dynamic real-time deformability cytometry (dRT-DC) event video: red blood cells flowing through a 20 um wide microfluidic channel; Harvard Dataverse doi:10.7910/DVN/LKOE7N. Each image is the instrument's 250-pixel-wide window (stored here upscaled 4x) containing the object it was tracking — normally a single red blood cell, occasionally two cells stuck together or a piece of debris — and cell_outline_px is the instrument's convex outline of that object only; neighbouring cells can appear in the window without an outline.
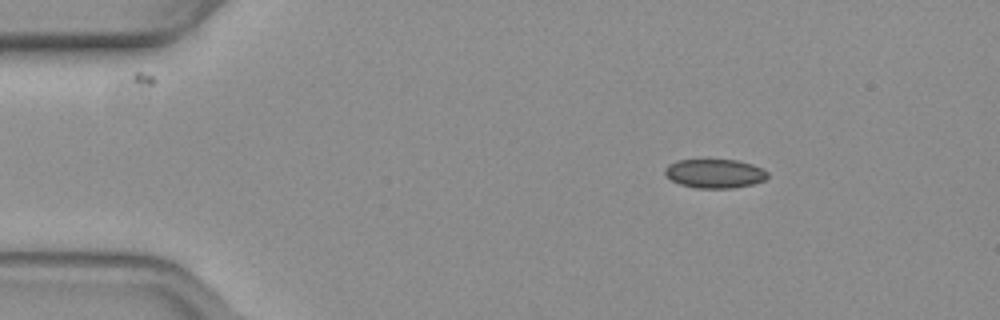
{"species": "common noctule bat (a hibernating species)", "species_latin": "Nyctalus noctula", "temperature_condition": "warm", "stored_images_in_passage": 54, "camera_frame_rate_fps": 3000, "um_per_image_px": 0.085, "animal": {"sex": "female", "body_mass_g": 19.3, "forearm_length_mm": 54.1}, "frame": {"image": 1, "passage_image": 8, "time_ms": 2.333, "image_size_px": [1000, 320], "cell_outline_px": [[768, 176], [764, 180], [752, 184], [732, 188], [696, 188], [680, 184], [672, 180], [664, 172], [664, 168], [668, 164], [676, 160], [736, 160], [752, 164], [764, 168], [768, 172]], "centroid_in_image_um": [60.76, 14.74], "position_along_channel_um": 24.2, "area_um2": 17.34}}
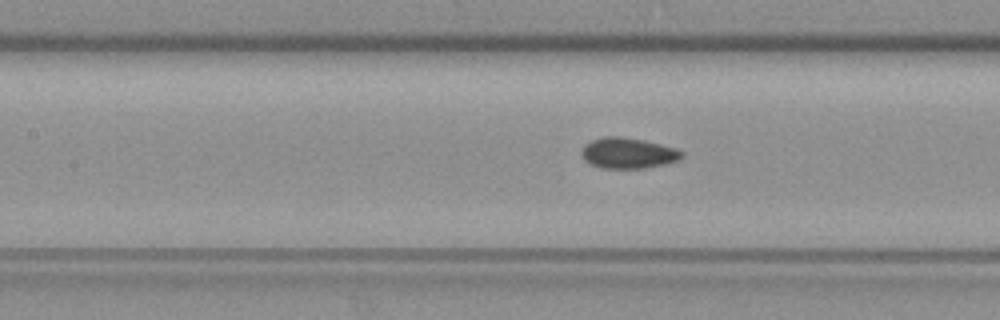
{"frame": {"image": 2, "passage_image": 24, "time_ms": 7.667, "image_size_px": [1000, 320], "cell_outline_px": [[684, 156], [680, 160], [664, 164], [644, 168], [600, 168], [588, 164], [580, 156], [580, 152], [584, 144], [592, 140], [604, 136], [620, 136], [644, 140], [676, 148], [684, 152]], "centroid_in_image_um": [53.35, 13.01], "position_along_channel_um": 154.0, "area_um2": 18.26}}
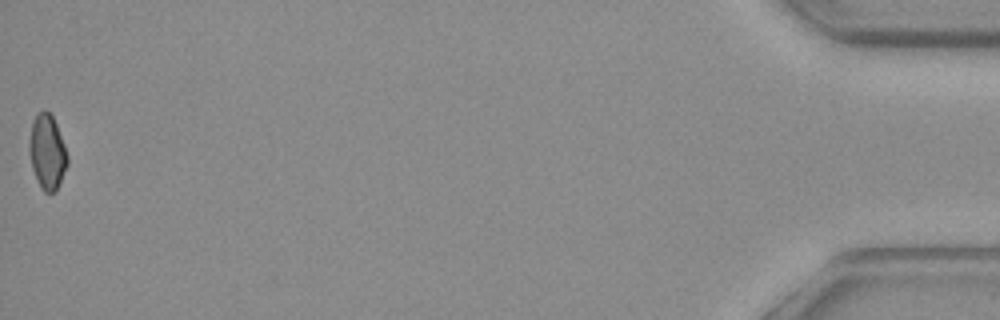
{"frame": {"image": 3, "passage_image": 54, "time_ms": 17.667, "image_size_px": [1000, 320], "cell_outline_px": [[68, 164], [56, 192], [44, 192], [40, 188], [32, 168], [28, 148], [28, 140], [32, 120], [36, 112], [44, 108], [52, 116], [56, 124], [64, 144], [68, 156]], "centroid_in_image_um": [3.99, 12.89], "position_along_channel_um": 431.2, "area_um2": 16.94}, "authors_computed_cell_mechanics": {"area_um2": 17.629, "velocity_mm_per_s": 3.8135, "shape_relaxation_time_tau1_ms": null, "shape_relaxation_time_tau2_ms": 3.4674, "deformation_change_tau1": null, "deformation_change_tau2": 0.0614}}